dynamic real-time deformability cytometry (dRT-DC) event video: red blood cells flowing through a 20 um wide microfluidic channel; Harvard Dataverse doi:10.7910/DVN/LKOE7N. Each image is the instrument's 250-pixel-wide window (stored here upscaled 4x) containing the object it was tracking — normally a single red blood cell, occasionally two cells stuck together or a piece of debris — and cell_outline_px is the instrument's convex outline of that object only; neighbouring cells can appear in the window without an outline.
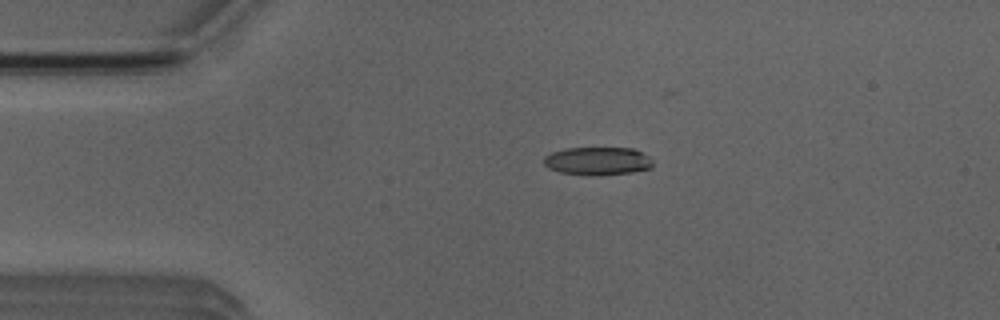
{"species": "Egyptian fruit bat (a non-hibernating species)", "species_latin": "Rousettus aegyptiacus", "temperature_condition": "room temperature", "stored_images_in_passage": 4, "camera_frame_rate_fps": 3000, "um_per_image_px": 0.085, "animal": {"sex": "male"}, "frame": {"image": 1, "passage_image": 3, "time_ms": 2.333, "image_size_px": [1000, 320], "cell_outline_px": [[652, 168], [632, 172], [560, 172], [548, 168], [544, 164], [544, 156], [552, 152], [564, 148], [632, 148], [648, 156], [652, 160]], "centroid_in_image_um": [50.79, 13.62], "position_along_channel_um": 34.2, "area_um2": 16.82}}